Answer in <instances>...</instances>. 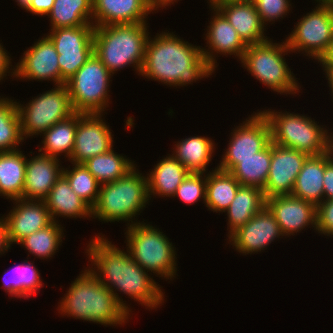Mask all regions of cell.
Returning <instances> with one entry per match:
<instances>
[{
	"label": "cell",
	"mask_w": 333,
	"mask_h": 333,
	"mask_svg": "<svg viewBox=\"0 0 333 333\" xmlns=\"http://www.w3.org/2000/svg\"><path fill=\"white\" fill-rule=\"evenodd\" d=\"M148 24H113L95 27L94 54L113 75L116 71L130 66L140 75L150 33Z\"/></svg>",
	"instance_id": "277c9868"
},
{
	"label": "cell",
	"mask_w": 333,
	"mask_h": 333,
	"mask_svg": "<svg viewBox=\"0 0 333 333\" xmlns=\"http://www.w3.org/2000/svg\"><path fill=\"white\" fill-rule=\"evenodd\" d=\"M102 113H78L71 163H84L91 157L109 152L114 146L112 130ZM105 121V122H104Z\"/></svg>",
	"instance_id": "4fadbf2b"
},
{
	"label": "cell",
	"mask_w": 333,
	"mask_h": 333,
	"mask_svg": "<svg viewBox=\"0 0 333 333\" xmlns=\"http://www.w3.org/2000/svg\"><path fill=\"white\" fill-rule=\"evenodd\" d=\"M113 74L93 53L87 62L66 82L74 112L106 113L109 106V83ZM109 92V93H108Z\"/></svg>",
	"instance_id": "9c48e42d"
},
{
	"label": "cell",
	"mask_w": 333,
	"mask_h": 333,
	"mask_svg": "<svg viewBox=\"0 0 333 333\" xmlns=\"http://www.w3.org/2000/svg\"><path fill=\"white\" fill-rule=\"evenodd\" d=\"M325 1L333 6V0H325Z\"/></svg>",
	"instance_id": "f5cc1de1"
},
{
	"label": "cell",
	"mask_w": 333,
	"mask_h": 333,
	"mask_svg": "<svg viewBox=\"0 0 333 333\" xmlns=\"http://www.w3.org/2000/svg\"><path fill=\"white\" fill-rule=\"evenodd\" d=\"M136 167L124 177L100 186L98 199L92 207V219L98 218L102 223L126 221L127 227L140 222L137 217L150 200L147 175L143 176Z\"/></svg>",
	"instance_id": "5b68a950"
},
{
	"label": "cell",
	"mask_w": 333,
	"mask_h": 333,
	"mask_svg": "<svg viewBox=\"0 0 333 333\" xmlns=\"http://www.w3.org/2000/svg\"><path fill=\"white\" fill-rule=\"evenodd\" d=\"M77 123L78 113L75 112L67 119L51 126L41 135L43 137L42 147L38 151L56 159H59V156L64 153L63 156L69 160L75 144Z\"/></svg>",
	"instance_id": "1f68e13d"
},
{
	"label": "cell",
	"mask_w": 333,
	"mask_h": 333,
	"mask_svg": "<svg viewBox=\"0 0 333 333\" xmlns=\"http://www.w3.org/2000/svg\"><path fill=\"white\" fill-rule=\"evenodd\" d=\"M328 152L330 153V156L333 159V132L332 133L329 132Z\"/></svg>",
	"instance_id": "f907efd6"
},
{
	"label": "cell",
	"mask_w": 333,
	"mask_h": 333,
	"mask_svg": "<svg viewBox=\"0 0 333 333\" xmlns=\"http://www.w3.org/2000/svg\"><path fill=\"white\" fill-rule=\"evenodd\" d=\"M53 5L54 0H32L26 11L45 17L51 11Z\"/></svg>",
	"instance_id": "ee69618b"
},
{
	"label": "cell",
	"mask_w": 333,
	"mask_h": 333,
	"mask_svg": "<svg viewBox=\"0 0 333 333\" xmlns=\"http://www.w3.org/2000/svg\"><path fill=\"white\" fill-rule=\"evenodd\" d=\"M272 157V142L255 156L248 158H221L217 168L228 171L241 184L265 187Z\"/></svg>",
	"instance_id": "cb8c5ba5"
},
{
	"label": "cell",
	"mask_w": 333,
	"mask_h": 333,
	"mask_svg": "<svg viewBox=\"0 0 333 333\" xmlns=\"http://www.w3.org/2000/svg\"><path fill=\"white\" fill-rule=\"evenodd\" d=\"M323 185V200H333V159L329 152L324 154Z\"/></svg>",
	"instance_id": "b9f144b4"
},
{
	"label": "cell",
	"mask_w": 333,
	"mask_h": 333,
	"mask_svg": "<svg viewBox=\"0 0 333 333\" xmlns=\"http://www.w3.org/2000/svg\"><path fill=\"white\" fill-rule=\"evenodd\" d=\"M314 1L317 6L295 23L285 40L291 52L303 53L317 62L333 39V6L325 0Z\"/></svg>",
	"instance_id": "8fae6325"
},
{
	"label": "cell",
	"mask_w": 333,
	"mask_h": 333,
	"mask_svg": "<svg viewBox=\"0 0 333 333\" xmlns=\"http://www.w3.org/2000/svg\"><path fill=\"white\" fill-rule=\"evenodd\" d=\"M288 53L290 54L291 51L286 40L274 43L270 38L262 43L247 45L240 63L268 89L277 94L296 96L301 86L285 60V55Z\"/></svg>",
	"instance_id": "52a82bcc"
},
{
	"label": "cell",
	"mask_w": 333,
	"mask_h": 333,
	"mask_svg": "<svg viewBox=\"0 0 333 333\" xmlns=\"http://www.w3.org/2000/svg\"><path fill=\"white\" fill-rule=\"evenodd\" d=\"M92 1V24L95 27L113 24L147 23V16L154 12L146 0Z\"/></svg>",
	"instance_id": "7402d4cb"
},
{
	"label": "cell",
	"mask_w": 333,
	"mask_h": 333,
	"mask_svg": "<svg viewBox=\"0 0 333 333\" xmlns=\"http://www.w3.org/2000/svg\"><path fill=\"white\" fill-rule=\"evenodd\" d=\"M57 307L58 313L104 326H122L130 314L120 305L112 291L87 268L71 282Z\"/></svg>",
	"instance_id": "3957f363"
},
{
	"label": "cell",
	"mask_w": 333,
	"mask_h": 333,
	"mask_svg": "<svg viewBox=\"0 0 333 333\" xmlns=\"http://www.w3.org/2000/svg\"><path fill=\"white\" fill-rule=\"evenodd\" d=\"M92 0H54L50 18V29L77 27L92 24Z\"/></svg>",
	"instance_id": "d6a6232c"
},
{
	"label": "cell",
	"mask_w": 333,
	"mask_h": 333,
	"mask_svg": "<svg viewBox=\"0 0 333 333\" xmlns=\"http://www.w3.org/2000/svg\"><path fill=\"white\" fill-rule=\"evenodd\" d=\"M309 155L272 143V157L265 187V198L291 195L300 170Z\"/></svg>",
	"instance_id": "e0dca14e"
},
{
	"label": "cell",
	"mask_w": 333,
	"mask_h": 333,
	"mask_svg": "<svg viewBox=\"0 0 333 333\" xmlns=\"http://www.w3.org/2000/svg\"><path fill=\"white\" fill-rule=\"evenodd\" d=\"M126 228V249L132 259L150 275L174 280L178 276L176 248L164 232L144 221Z\"/></svg>",
	"instance_id": "8992f818"
},
{
	"label": "cell",
	"mask_w": 333,
	"mask_h": 333,
	"mask_svg": "<svg viewBox=\"0 0 333 333\" xmlns=\"http://www.w3.org/2000/svg\"><path fill=\"white\" fill-rule=\"evenodd\" d=\"M59 222L53 221L50 225L44 229L38 230L24 239H22L20 244L22 247L26 248V251L33 256L40 259H51L55 255L59 246L62 244L64 229Z\"/></svg>",
	"instance_id": "8d00e7d4"
},
{
	"label": "cell",
	"mask_w": 333,
	"mask_h": 333,
	"mask_svg": "<svg viewBox=\"0 0 333 333\" xmlns=\"http://www.w3.org/2000/svg\"><path fill=\"white\" fill-rule=\"evenodd\" d=\"M153 167L154 169H149L150 173L146 174L149 200L152 196L173 198L178 186L190 173L170 154L159 160Z\"/></svg>",
	"instance_id": "484cf974"
},
{
	"label": "cell",
	"mask_w": 333,
	"mask_h": 333,
	"mask_svg": "<svg viewBox=\"0 0 333 333\" xmlns=\"http://www.w3.org/2000/svg\"><path fill=\"white\" fill-rule=\"evenodd\" d=\"M9 55V52H7L2 43H0V82H2L5 77H7V73L8 76L11 74V77H14V66L11 62L13 60H11L12 58Z\"/></svg>",
	"instance_id": "7bdbcfd3"
},
{
	"label": "cell",
	"mask_w": 333,
	"mask_h": 333,
	"mask_svg": "<svg viewBox=\"0 0 333 333\" xmlns=\"http://www.w3.org/2000/svg\"><path fill=\"white\" fill-rule=\"evenodd\" d=\"M271 128L272 143L304 152L320 155L328 152L329 130L308 115L287 111L260 110ZM319 124V125H318Z\"/></svg>",
	"instance_id": "ba28073f"
},
{
	"label": "cell",
	"mask_w": 333,
	"mask_h": 333,
	"mask_svg": "<svg viewBox=\"0 0 333 333\" xmlns=\"http://www.w3.org/2000/svg\"><path fill=\"white\" fill-rule=\"evenodd\" d=\"M24 141L16 101L0 96V152L18 150Z\"/></svg>",
	"instance_id": "d590c367"
},
{
	"label": "cell",
	"mask_w": 333,
	"mask_h": 333,
	"mask_svg": "<svg viewBox=\"0 0 333 333\" xmlns=\"http://www.w3.org/2000/svg\"><path fill=\"white\" fill-rule=\"evenodd\" d=\"M319 65H321L323 74H333V39L329 43L326 52L318 60Z\"/></svg>",
	"instance_id": "f6af8a7d"
},
{
	"label": "cell",
	"mask_w": 333,
	"mask_h": 333,
	"mask_svg": "<svg viewBox=\"0 0 333 333\" xmlns=\"http://www.w3.org/2000/svg\"><path fill=\"white\" fill-rule=\"evenodd\" d=\"M32 0H15V2H17L18 6L21 7L23 10H26L30 3H31Z\"/></svg>",
	"instance_id": "681fc988"
},
{
	"label": "cell",
	"mask_w": 333,
	"mask_h": 333,
	"mask_svg": "<svg viewBox=\"0 0 333 333\" xmlns=\"http://www.w3.org/2000/svg\"><path fill=\"white\" fill-rule=\"evenodd\" d=\"M148 5L152 8L153 11L158 10L159 8L166 9V7L173 5L179 0H146ZM164 7V8H163Z\"/></svg>",
	"instance_id": "bcb514c9"
},
{
	"label": "cell",
	"mask_w": 333,
	"mask_h": 333,
	"mask_svg": "<svg viewBox=\"0 0 333 333\" xmlns=\"http://www.w3.org/2000/svg\"><path fill=\"white\" fill-rule=\"evenodd\" d=\"M215 7L227 18L246 45L269 39L265 36L266 26L262 23L253 1L218 3Z\"/></svg>",
	"instance_id": "603a6c76"
},
{
	"label": "cell",
	"mask_w": 333,
	"mask_h": 333,
	"mask_svg": "<svg viewBox=\"0 0 333 333\" xmlns=\"http://www.w3.org/2000/svg\"><path fill=\"white\" fill-rule=\"evenodd\" d=\"M45 202L55 222H60L57 219L61 216L76 219L92 218V208L77 196L63 174L55 182Z\"/></svg>",
	"instance_id": "d4e9b609"
},
{
	"label": "cell",
	"mask_w": 333,
	"mask_h": 333,
	"mask_svg": "<svg viewBox=\"0 0 333 333\" xmlns=\"http://www.w3.org/2000/svg\"><path fill=\"white\" fill-rule=\"evenodd\" d=\"M160 33V34H159ZM148 37L140 75L169 87L180 88L215 73L202 55V46L183 40L174 32Z\"/></svg>",
	"instance_id": "7a4b0ae2"
},
{
	"label": "cell",
	"mask_w": 333,
	"mask_h": 333,
	"mask_svg": "<svg viewBox=\"0 0 333 333\" xmlns=\"http://www.w3.org/2000/svg\"><path fill=\"white\" fill-rule=\"evenodd\" d=\"M11 277L5 278L8 270L4 272L2 277V286L4 291L11 297L29 298L39 293L43 283L40 277V271L34 266V263L24 260L21 264L11 268ZM9 272V273H10Z\"/></svg>",
	"instance_id": "836d02e7"
},
{
	"label": "cell",
	"mask_w": 333,
	"mask_h": 333,
	"mask_svg": "<svg viewBox=\"0 0 333 333\" xmlns=\"http://www.w3.org/2000/svg\"><path fill=\"white\" fill-rule=\"evenodd\" d=\"M97 234L86 247V255L91 262L87 268L109 288L120 305L130 314V306L119 296L121 293L138 301L146 309H156L164 303L162 287L149 276L131 257L129 250L124 251L112 244L105 235ZM115 289V290H114ZM117 290V291H116Z\"/></svg>",
	"instance_id": "6da1fadb"
},
{
	"label": "cell",
	"mask_w": 333,
	"mask_h": 333,
	"mask_svg": "<svg viewBox=\"0 0 333 333\" xmlns=\"http://www.w3.org/2000/svg\"><path fill=\"white\" fill-rule=\"evenodd\" d=\"M84 166L102 185L124 177L136 164L123 154H117L113 148L107 152L89 158Z\"/></svg>",
	"instance_id": "e575fe53"
},
{
	"label": "cell",
	"mask_w": 333,
	"mask_h": 333,
	"mask_svg": "<svg viewBox=\"0 0 333 333\" xmlns=\"http://www.w3.org/2000/svg\"><path fill=\"white\" fill-rule=\"evenodd\" d=\"M14 207L0 219L4 223V233L8 247L18 244L26 236L44 229L53 220L45 201L15 199Z\"/></svg>",
	"instance_id": "5bb4252c"
},
{
	"label": "cell",
	"mask_w": 333,
	"mask_h": 333,
	"mask_svg": "<svg viewBox=\"0 0 333 333\" xmlns=\"http://www.w3.org/2000/svg\"><path fill=\"white\" fill-rule=\"evenodd\" d=\"M209 1V2H208ZM240 1H253V0H207L208 4L211 6H216L218 3L225 2H240Z\"/></svg>",
	"instance_id": "c3c4849f"
},
{
	"label": "cell",
	"mask_w": 333,
	"mask_h": 333,
	"mask_svg": "<svg viewBox=\"0 0 333 333\" xmlns=\"http://www.w3.org/2000/svg\"><path fill=\"white\" fill-rule=\"evenodd\" d=\"M316 231L333 237V200H323L316 207Z\"/></svg>",
	"instance_id": "60d3db41"
},
{
	"label": "cell",
	"mask_w": 333,
	"mask_h": 333,
	"mask_svg": "<svg viewBox=\"0 0 333 333\" xmlns=\"http://www.w3.org/2000/svg\"><path fill=\"white\" fill-rule=\"evenodd\" d=\"M281 236V237H280ZM273 213L265 206L244 226L233 232L227 240L240 254H255L264 251L275 239L283 238Z\"/></svg>",
	"instance_id": "2e32d148"
},
{
	"label": "cell",
	"mask_w": 333,
	"mask_h": 333,
	"mask_svg": "<svg viewBox=\"0 0 333 333\" xmlns=\"http://www.w3.org/2000/svg\"><path fill=\"white\" fill-rule=\"evenodd\" d=\"M212 171L206 173V200L205 205L208 210L214 212H225L236 192L240 183L228 171L219 168H211Z\"/></svg>",
	"instance_id": "4dcf8cb0"
},
{
	"label": "cell",
	"mask_w": 333,
	"mask_h": 333,
	"mask_svg": "<svg viewBox=\"0 0 333 333\" xmlns=\"http://www.w3.org/2000/svg\"><path fill=\"white\" fill-rule=\"evenodd\" d=\"M266 206L275 216L282 234L287 237L301 232L305 227L316 230V206L292 195L266 199Z\"/></svg>",
	"instance_id": "ffe728a7"
},
{
	"label": "cell",
	"mask_w": 333,
	"mask_h": 333,
	"mask_svg": "<svg viewBox=\"0 0 333 333\" xmlns=\"http://www.w3.org/2000/svg\"><path fill=\"white\" fill-rule=\"evenodd\" d=\"M262 23L267 26L283 20L287 13L289 14L292 9V3L290 0H253ZM291 7V8H290ZM269 23V24H267Z\"/></svg>",
	"instance_id": "ab89813d"
},
{
	"label": "cell",
	"mask_w": 333,
	"mask_h": 333,
	"mask_svg": "<svg viewBox=\"0 0 333 333\" xmlns=\"http://www.w3.org/2000/svg\"><path fill=\"white\" fill-rule=\"evenodd\" d=\"M211 14L209 26H207V33L205 40L206 47L201 48L202 55L205 57L207 63L214 69L218 68L216 56L234 55L239 61L242 60L247 45L238 36L237 31L232 27L227 18L214 6L209 5ZM206 48V49H205Z\"/></svg>",
	"instance_id": "d6986e66"
},
{
	"label": "cell",
	"mask_w": 333,
	"mask_h": 333,
	"mask_svg": "<svg viewBox=\"0 0 333 333\" xmlns=\"http://www.w3.org/2000/svg\"><path fill=\"white\" fill-rule=\"evenodd\" d=\"M10 248L7 245L5 233H4V223L0 219V256L3 255L5 252H8Z\"/></svg>",
	"instance_id": "7dc6e473"
},
{
	"label": "cell",
	"mask_w": 333,
	"mask_h": 333,
	"mask_svg": "<svg viewBox=\"0 0 333 333\" xmlns=\"http://www.w3.org/2000/svg\"><path fill=\"white\" fill-rule=\"evenodd\" d=\"M266 206V198L261 188L240 185L235 198L224 212L227 215V237L244 226L254 215Z\"/></svg>",
	"instance_id": "4316f807"
},
{
	"label": "cell",
	"mask_w": 333,
	"mask_h": 333,
	"mask_svg": "<svg viewBox=\"0 0 333 333\" xmlns=\"http://www.w3.org/2000/svg\"><path fill=\"white\" fill-rule=\"evenodd\" d=\"M323 179L324 154L309 155L296 177L291 195L317 207L323 201Z\"/></svg>",
	"instance_id": "f1b7e54d"
},
{
	"label": "cell",
	"mask_w": 333,
	"mask_h": 333,
	"mask_svg": "<svg viewBox=\"0 0 333 333\" xmlns=\"http://www.w3.org/2000/svg\"><path fill=\"white\" fill-rule=\"evenodd\" d=\"M173 147L171 155L189 172L208 173L207 167L216 150V144L212 138L191 136L176 142Z\"/></svg>",
	"instance_id": "83f0119b"
},
{
	"label": "cell",
	"mask_w": 333,
	"mask_h": 333,
	"mask_svg": "<svg viewBox=\"0 0 333 333\" xmlns=\"http://www.w3.org/2000/svg\"><path fill=\"white\" fill-rule=\"evenodd\" d=\"M60 159L40 152L27 158L22 199L45 201L57 179L62 175Z\"/></svg>",
	"instance_id": "44dd1931"
},
{
	"label": "cell",
	"mask_w": 333,
	"mask_h": 333,
	"mask_svg": "<svg viewBox=\"0 0 333 333\" xmlns=\"http://www.w3.org/2000/svg\"><path fill=\"white\" fill-rule=\"evenodd\" d=\"M21 56L20 62L15 63L14 79L45 80L54 82V86L60 85L59 55L46 34L34 42V45L32 44Z\"/></svg>",
	"instance_id": "9a60e30c"
},
{
	"label": "cell",
	"mask_w": 333,
	"mask_h": 333,
	"mask_svg": "<svg viewBox=\"0 0 333 333\" xmlns=\"http://www.w3.org/2000/svg\"><path fill=\"white\" fill-rule=\"evenodd\" d=\"M72 169L64 168L62 174L67 178L73 191L91 208L95 205L101 184L88 171L83 163H71ZM74 166V167H73Z\"/></svg>",
	"instance_id": "74e56055"
},
{
	"label": "cell",
	"mask_w": 333,
	"mask_h": 333,
	"mask_svg": "<svg viewBox=\"0 0 333 333\" xmlns=\"http://www.w3.org/2000/svg\"><path fill=\"white\" fill-rule=\"evenodd\" d=\"M326 76V80H328L327 82H328V86L330 87V90H331V98L333 99V74H326L325 75Z\"/></svg>",
	"instance_id": "816d5d0a"
},
{
	"label": "cell",
	"mask_w": 333,
	"mask_h": 333,
	"mask_svg": "<svg viewBox=\"0 0 333 333\" xmlns=\"http://www.w3.org/2000/svg\"><path fill=\"white\" fill-rule=\"evenodd\" d=\"M205 174V175H204ZM179 199L189 205L206 200V173L190 172L176 189L173 198Z\"/></svg>",
	"instance_id": "f35d334b"
},
{
	"label": "cell",
	"mask_w": 333,
	"mask_h": 333,
	"mask_svg": "<svg viewBox=\"0 0 333 333\" xmlns=\"http://www.w3.org/2000/svg\"><path fill=\"white\" fill-rule=\"evenodd\" d=\"M16 103L24 140L34 135L41 137L51 126L75 113L66 84L56 85L24 105L20 101Z\"/></svg>",
	"instance_id": "30bf717a"
},
{
	"label": "cell",
	"mask_w": 333,
	"mask_h": 333,
	"mask_svg": "<svg viewBox=\"0 0 333 333\" xmlns=\"http://www.w3.org/2000/svg\"><path fill=\"white\" fill-rule=\"evenodd\" d=\"M94 29L93 24L49 29L46 36L59 55L60 85L66 84L94 53Z\"/></svg>",
	"instance_id": "7c38bea8"
},
{
	"label": "cell",
	"mask_w": 333,
	"mask_h": 333,
	"mask_svg": "<svg viewBox=\"0 0 333 333\" xmlns=\"http://www.w3.org/2000/svg\"><path fill=\"white\" fill-rule=\"evenodd\" d=\"M257 111L231 130L230 140L221 158L253 157L272 142L270 124L262 112Z\"/></svg>",
	"instance_id": "ac0fdd59"
},
{
	"label": "cell",
	"mask_w": 333,
	"mask_h": 333,
	"mask_svg": "<svg viewBox=\"0 0 333 333\" xmlns=\"http://www.w3.org/2000/svg\"><path fill=\"white\" fill-rule=\"evenodd\" d=\"M0 152V196L21 199L26 174L27 156L19 150Z\"/></svg>",
	"instance_id": "f546056e"
}]
</instances>
